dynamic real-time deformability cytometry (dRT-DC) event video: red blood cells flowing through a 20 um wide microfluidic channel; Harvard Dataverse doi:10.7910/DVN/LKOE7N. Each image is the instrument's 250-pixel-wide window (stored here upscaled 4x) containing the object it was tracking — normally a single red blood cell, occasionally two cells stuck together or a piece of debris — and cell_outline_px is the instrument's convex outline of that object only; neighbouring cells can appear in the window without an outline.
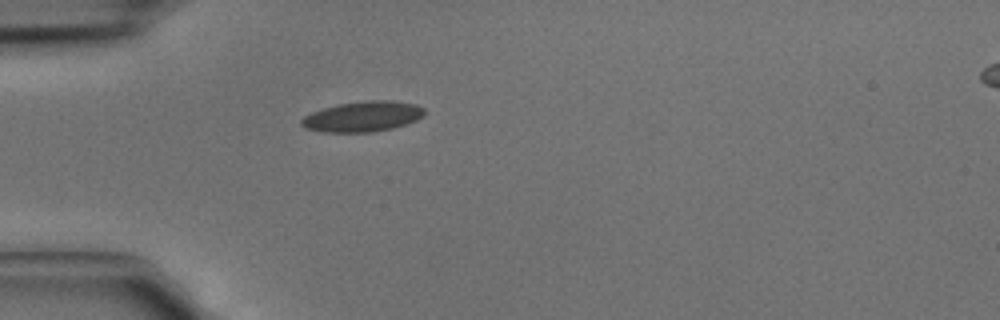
{"species": "common noctule bat (a hibernating species)", "species_latin": "Nyctalus noctula", "temperature_condition": "cold", "stored_images_in_passage": 1, "camera_frame_rate_fps": 3000, "um_per_image_px": 0.085, "animal": {"sex": "male", "body_mass_g": 15.6}, "frame": {"image": 1, "passage_image": 1, "time_ms": 0.0, "image_size_px": [1000, 320], "cell_outline_px": [[424, 116], [408, 124], [392, 128], [372, 132], [324, 132], [304, 128], [300, 124], [300, 120], [304, 116], [312, 112], [324, 108], [340, 104], [368, 100], [392, 100], [416, 104], [424, 108]], "centroid_in_image_um": [30.85, 9.9], "position_along_channel_um": 54.2, "area_um2": 21.85}}